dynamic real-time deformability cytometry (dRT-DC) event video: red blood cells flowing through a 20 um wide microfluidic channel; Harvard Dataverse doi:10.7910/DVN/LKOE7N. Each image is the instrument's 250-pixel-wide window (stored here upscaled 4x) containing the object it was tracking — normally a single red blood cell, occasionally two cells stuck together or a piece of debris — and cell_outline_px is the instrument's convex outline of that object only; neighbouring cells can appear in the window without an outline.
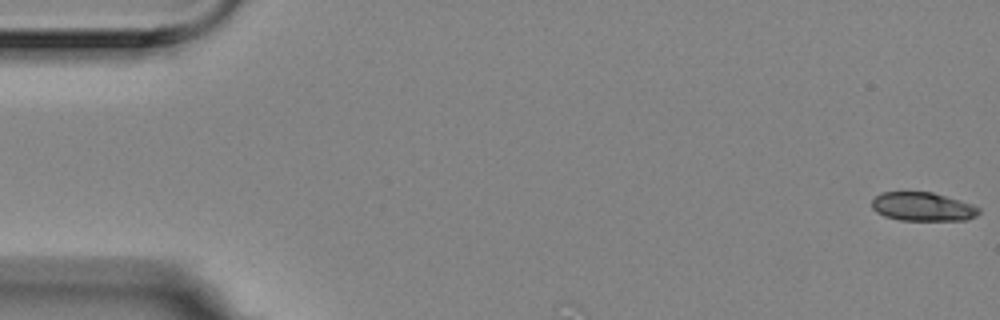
{"species": "Egyptian fruit bat (a non-hibernating species)", "species_latin": "Rousettus aegyptiacus", "temperature_condition": "room temperature", "stored_images_in_passage": 6, "camera_frame_rate_fps": 3000, "um_per_image_px": 0.085, "animal": {"sex": "female"}, "frame": {"image": 1, "passage_image": 1, "time_ms": 0.0, "image_size_px": [1000, 320], "cell_outline_px": [[980, 212], [976, 216], [964, 220], [900, 220], [884, 216], [876, 212], [872, 208], [872, 200], [880, 192], [932, 192], [960, 200], [972, 204], [980, 208]], "centroid_in_image_um": [78.42, 17.57], "position_along_channel_um": 6.6, "area_um2": 17.92}}